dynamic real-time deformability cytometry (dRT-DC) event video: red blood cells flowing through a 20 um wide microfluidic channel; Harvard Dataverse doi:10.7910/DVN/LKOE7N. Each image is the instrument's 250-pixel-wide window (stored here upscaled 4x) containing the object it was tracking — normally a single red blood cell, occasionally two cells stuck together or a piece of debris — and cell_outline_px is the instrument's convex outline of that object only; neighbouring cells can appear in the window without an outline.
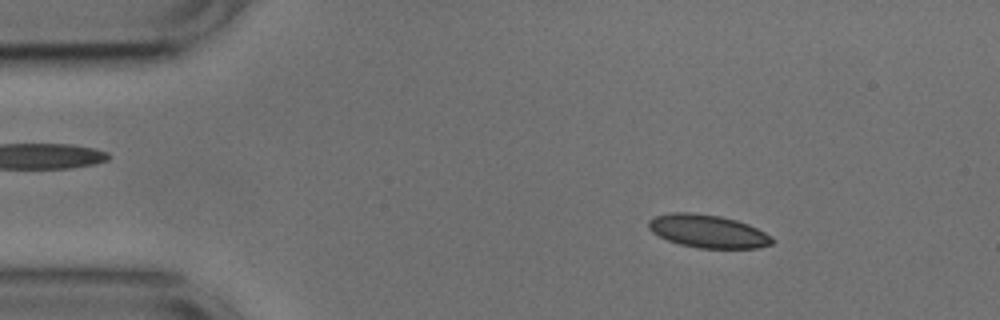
{"species": "common noctule bat (a hibernating species)", "species_latin": "Nyctalus noctula", "temperature_condition": "cold", "stored_images_in_passage": 52, "camera_frame_rate_fps": 3000, "um_per_image_px": 0.085, "animal": {"sex": "male", "body_mass_g": 17.9, "forearm_length_mm": 54.2}, "frame": {"image": 1, "passage_image": 7, "time_ms": 2.0, "image_size_px": [1000, 320], "cell_outline_px": [[776, 240], [772, 244], [760, 248], [700, 248], [680, 244], [668, 240], [652, 232], [648, 228], [648, 220], [656, 216], [672, 212], [688, 212], [720, 216], [736, 220], [748, 224], [772, 236]], "centroid_in_image_um": [60.19, 19.66], "position_along_channel_um": 24.8, "area_um2": 23.76}}
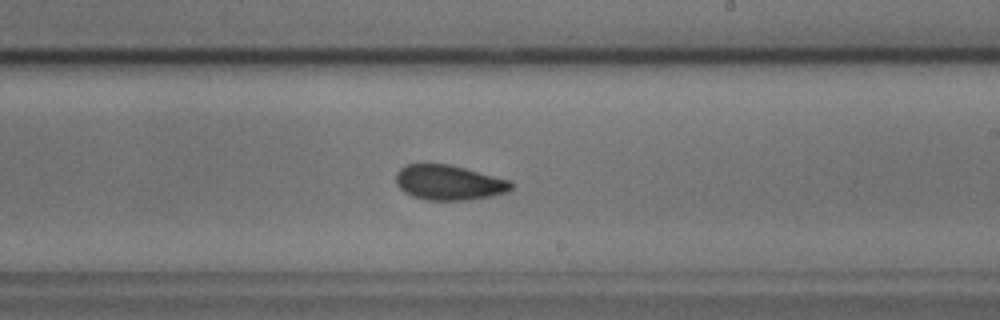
{"frame": {"image": 2, "passage_image": 30, "time_ms": 9.667, "image_size_px": [1000, 320], "cell_outline_px": [[512, 188], [508, 192], [492, 196], [468, 200], [428, 200], [412, 196], [404, 192], [396, 184], [396, 172], [404, 164], [448, 164], [512, 180]], "centroid_in_image_um": [38.16, 15.52], "position_along_channel_um": 250.8, "area_um2": 23.64}}
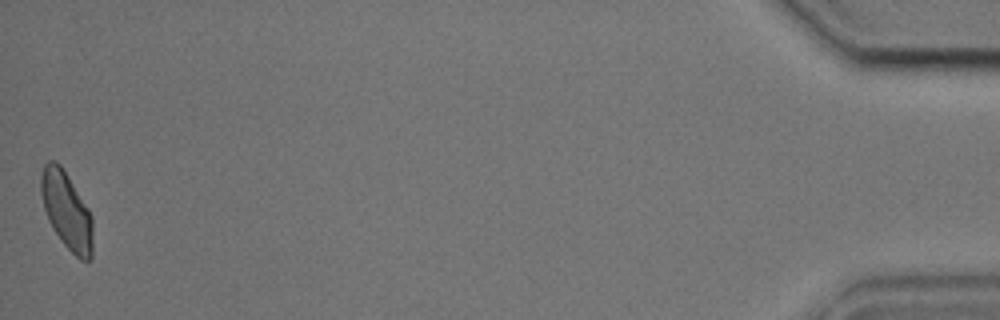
{"frame": {"image": 3, "passage_image": 52, "time_ms": 17.0, "image_size_px": [1000, 320], "cell_outline_px": [[92, 256], [88, 260], [80, 260], [64, 244], [52, 228], [48, 220], [44, 208], [40, 192], [40, 176], [44, 164], [48, 160], [52, 160], [60, 164], [88, 208], [92, 216]], "centroid_in_image_um": [5.64, 17.89], "position_along_channel_um": 429.6, "area_um2": 23.18}, "authors_computed_cell_mechanics": {"area_um2": 23.409, "velocity_mm_per_s": 3.7448, "shape_relaxation_time_tau1_ms": 5.9049, "shape_relaxation_time_tau2_ms": 1.7705, "deformation_change_tau1": 0.1031, "deformation_change_tau2": 0.0671}}